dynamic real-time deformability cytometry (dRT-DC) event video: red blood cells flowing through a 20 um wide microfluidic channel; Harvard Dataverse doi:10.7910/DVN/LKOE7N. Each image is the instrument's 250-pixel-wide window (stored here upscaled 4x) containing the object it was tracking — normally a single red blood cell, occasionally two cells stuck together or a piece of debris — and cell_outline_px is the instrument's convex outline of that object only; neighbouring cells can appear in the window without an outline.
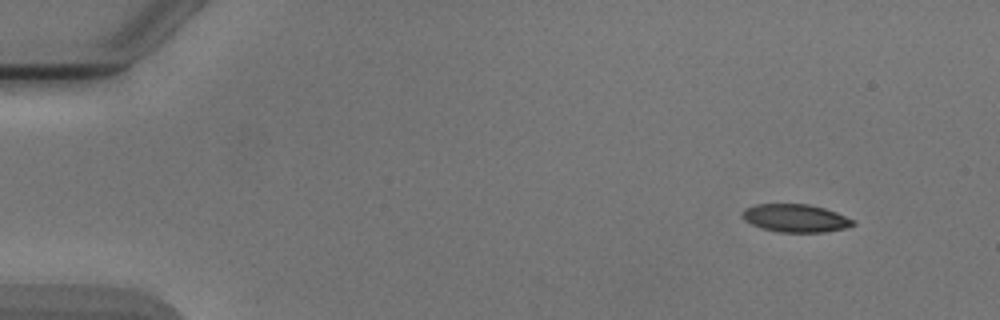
{"species": "Egyptian fruit bat (a non-hibernating species)", "species_latin": "Rousettus aegyptiacus", "temperature_condition": "cold", "stored_images_in_passage": 3, "camera_frame_rate_fps": 3000, "um_per_image_px": 0.085, "animal": {"sex": "male"}, "frame": {"image": 1, "passage_image": 1, "time_ms": 0.0, "image_size_px": [1000, 320], "cell_outline_px": [[856, 224], [844, 228], [824, 232], [780, 232], [764, 228], [752, 224], [744, 220], [740, 216], [740, 212], [744, 208], [756, 204], [808, 204], [824, 208], [836, 212], [856, 220]], "centroid_in_image_um": [67.61, 18.53], "position_along_channel_um": 17.4, "area_um2": 18.09}}